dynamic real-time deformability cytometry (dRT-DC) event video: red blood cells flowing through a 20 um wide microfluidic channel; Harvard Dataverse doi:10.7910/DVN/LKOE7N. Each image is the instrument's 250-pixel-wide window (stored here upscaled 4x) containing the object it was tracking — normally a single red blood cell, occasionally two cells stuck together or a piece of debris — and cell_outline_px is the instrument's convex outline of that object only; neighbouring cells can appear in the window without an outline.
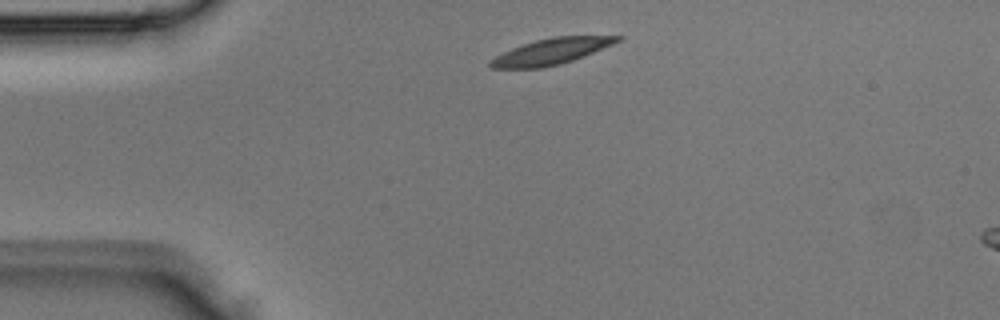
{"species": "Egyptian fruit bat (a non-hibernating species)", "species_latin": "Rousettus aegyptiacus", "temperature_condition": "room temperature", "stored_images_in_passage": 3, "segment_of_instrument_passage": [1, 2], "camera_frame_rate_fps": 3000, "um_per_image_px": 0.085, "animal": {"sex": "male"}, "frame": {"image": 1, "passage_image": 1, "time_ms": 0.0, "image_size_px": [1000, 320], "cell_outline_px": [[624, 36], [620, 40], [612, 44], [584, 56], [560, 64], [540, 68], [492, 68], [488, 64], [488, 60], [512, 48], [536, 40], [556, 36]], "centroid_in_image_um": [46.83, 4.38], "position_along_channel_um": 38.2, "area_um2": 18.9}}